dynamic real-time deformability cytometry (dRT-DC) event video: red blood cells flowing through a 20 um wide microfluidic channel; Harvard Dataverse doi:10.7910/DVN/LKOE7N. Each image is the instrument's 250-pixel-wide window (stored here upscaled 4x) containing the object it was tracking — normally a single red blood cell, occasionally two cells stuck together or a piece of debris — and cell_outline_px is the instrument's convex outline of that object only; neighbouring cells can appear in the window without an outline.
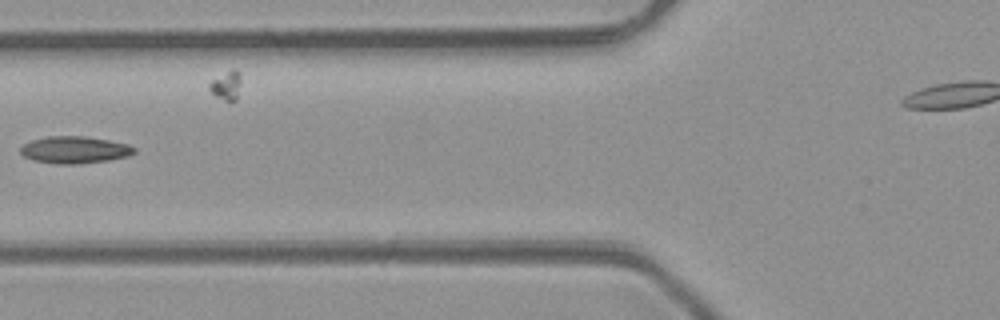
{"species": "common noctule bat (a hibernating species)", "species_latin": "Nyctalus noctula", "temperature_condition": "room temperature", "stored_images_in_passage": 6, "camera_frame_rate_fps": 3000, "um_per_image_px": 0.085, "animal": {"sex": "male", "body_mass_g": 23.1, "forearm_length_mm": 52.7}, "frame": {"image": 1, "passage_image": 2, "time_ms": 1.0, "image_size_px": [1000, 320], "cell_outline_px": [[136, 152], [128, 156], [108, 160], [80, 164], [56, 164], [32, 160], [24, 156], [20, 152], [20, 148], [24, 144], [32, 140], [48, 136], [84, 136], [108, 140], [128, 144], [136, 148]], "centroid_in_image_um": [6.35, 12.74], "position_along_channel_um": 119.5, "area_um2": 17.98}}
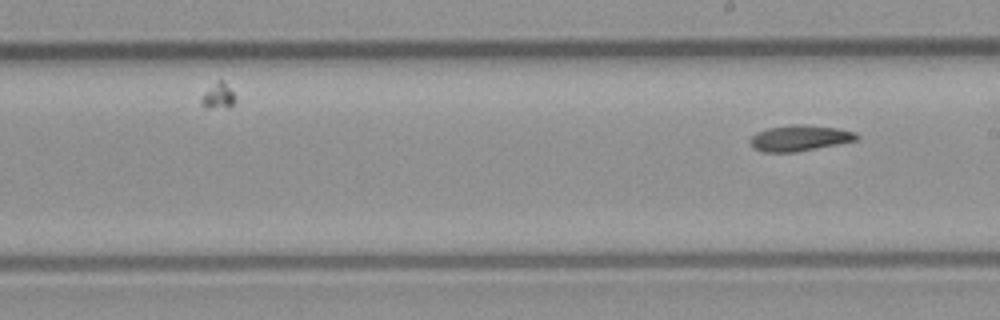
{"frame": {"image": 2, "passage_image": 6, "time_ms": 5.667, "image_size_px": [1000, 320], "cell_outline_px": [[860, 136], [856, 140], [796, 152], [760, 152], [748, 140], [756, 132], [768, 128], [792, 124], [804, 124], [836, 128], [856, 132]], "centroid_in_image_um": [67.95, 11.73], "position_along_channel_um": 221.0, "area_um2": 15.95}}